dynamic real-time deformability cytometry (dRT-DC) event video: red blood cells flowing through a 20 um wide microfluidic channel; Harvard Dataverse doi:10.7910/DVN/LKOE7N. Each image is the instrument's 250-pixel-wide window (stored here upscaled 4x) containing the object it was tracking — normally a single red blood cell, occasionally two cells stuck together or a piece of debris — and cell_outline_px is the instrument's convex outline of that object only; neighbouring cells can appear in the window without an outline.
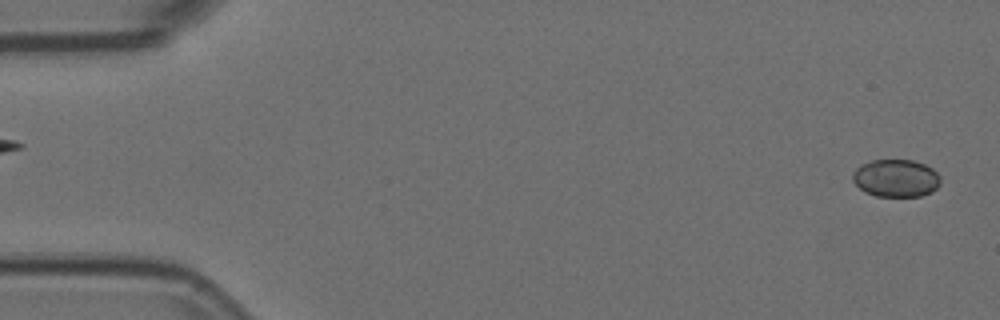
{"species": "Egyptian fruit bat (a non-hibernating species)", "species_latin": "Rousettus aegyptiacus", "temperature_condition": "room temperature", "stored_images_in_passage": 4, "segment_of_instrument_passage": [2, 2], "camera_frame_rate_fps": 3000, "um_per_image_px": 0.085, "animal": {"sex": "female"}, "frame": {"image": 1, "passage_image": 4, "time_ms": 1.0, "image_size_px": [1000, 320], "cell_outline_px": [[940, 184], [932, 192], [920, 196], [876, 196], [864, 192], [852, 180], [852, 172], [860, 164], [872, 160], [912, 160], [924, 164], [932, 168], [940, 176]], "centroid_in_image_um": [76.14, 15.14], "position_along_channel_um": 8.9, "area_um2": 19.36}}